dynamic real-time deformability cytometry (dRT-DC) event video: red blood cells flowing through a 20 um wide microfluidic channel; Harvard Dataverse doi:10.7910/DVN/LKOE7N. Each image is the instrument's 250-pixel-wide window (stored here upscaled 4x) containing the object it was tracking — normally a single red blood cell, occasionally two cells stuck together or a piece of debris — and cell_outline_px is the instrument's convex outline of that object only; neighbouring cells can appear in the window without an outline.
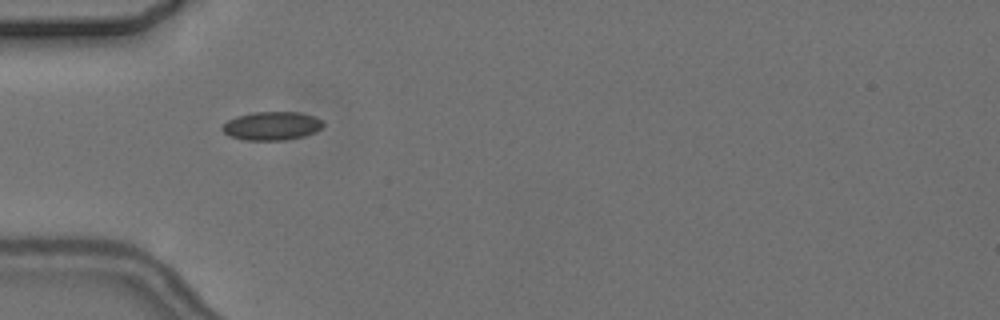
{"species": "common noctule bat (a hibernating species)", "species_latin": "Nyctalus noctula", "temperature_condition": "cold", "stored_images_in_passage": 2, "camera_frame_rate_fps": 3000, "um_per_image_px": 0.085, "animal": {"sex": "female", "body_mass_g": 24.6, "forearm_length_mm": 56.2}, "frame": {"image": 1, "passage_image": 1, "time_ms": 0.0, "image_size_px": [1000, 320], "cell_outline_px": [[324, 124], [316, 132], [304, 136], [284, 140], [244, 140], [228, 136], [220, 128], [228, 120], [236, 116], [252, 112], [300, 112], [316, 116], [324, 120]], "centroid_in_image_um": [23.12, 10.69], "position_along_channel_um": 61.9, "area_um2": 16.99}}
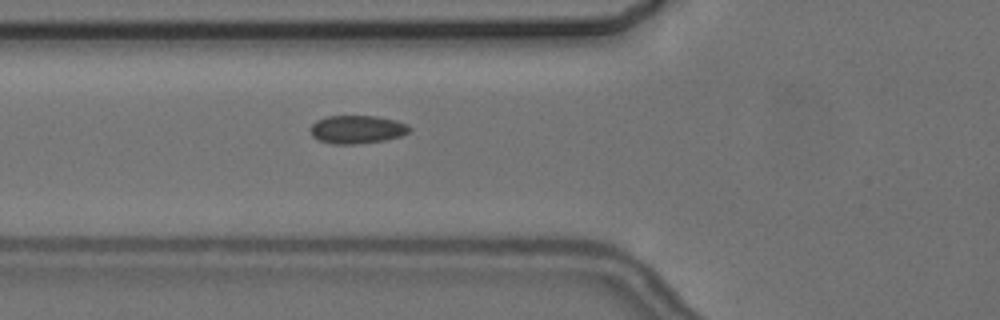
{"frame": {"image": 2, "passage_image": 2, "time_ms": 1.0, "image_size_px": [1000, 320], "cell_outline_px": [[412, 128], [408, 132], [400, 136], [384, 140], [356, 144], [332, 144], [320, 140], [312, 136], [312, 124], [316, 120], [328, 116], [376, 116], [396, 120], [408, 124]], "centroid_in_image_um": [30.38, 10.99], "position_along_channel_um": 95.4, "area_um2": 16.18}}